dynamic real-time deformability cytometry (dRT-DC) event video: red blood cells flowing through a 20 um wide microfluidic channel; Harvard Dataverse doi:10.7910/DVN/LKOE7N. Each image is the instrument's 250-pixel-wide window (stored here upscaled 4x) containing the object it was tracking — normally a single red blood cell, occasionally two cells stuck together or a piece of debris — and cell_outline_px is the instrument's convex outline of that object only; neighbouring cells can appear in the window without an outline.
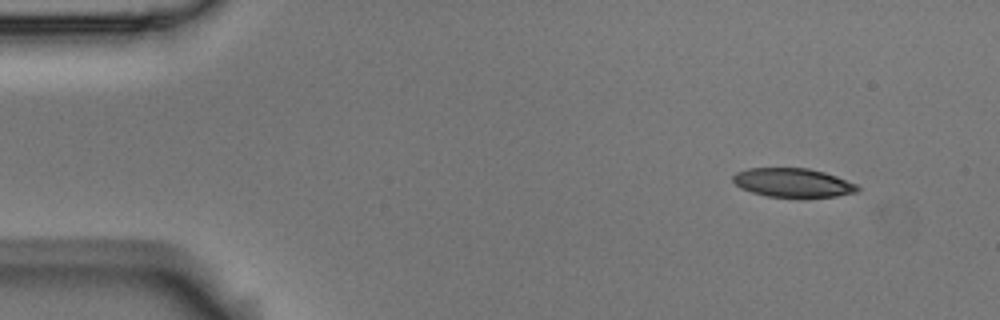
{"species": "Egyptian fruit bat (a non-hibernating species)", "species_latin": "Rousettus aegyptiacus", "temperature_condition": "room temperature", "stored_images_in_passage": 4, "camera_frame_rate_fps": 3000, "um_per_image_px": 0.085, "animal": {"sex": "male"}, "frame": {"image": 1, "passage_image": 1, "time_ms": 0.0, "image_size_px": [1000, 320], "cell_outline_px": [[860, 188], [856, 192], [836, 196], [768, 196], [752, 192], [740, 188], [732, 180], [732, 176], [736, 172], [748, 168], [808, 168], [824, 172], [836, 176], [856, 184]], "centroid_in_image_um": [67.36, 15.51], "position_along_channel_um": 17.6, "area_um2": 20.63}}
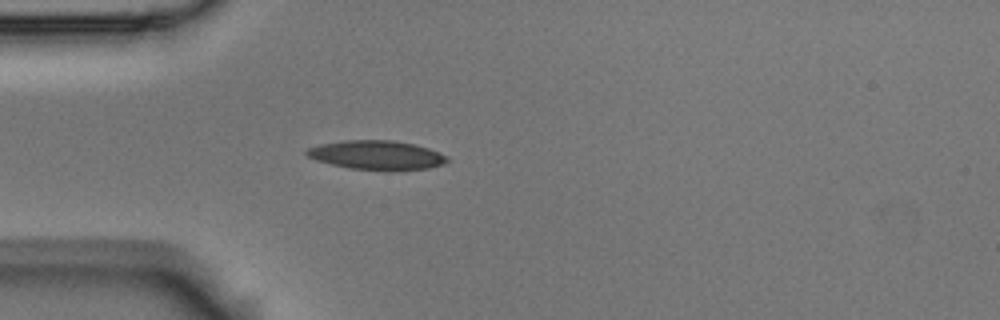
{"frame": {"image": 2, "passage_image": 4, "time_ms": 1.0, "image_size_px": [1000, 320], "cell_outline_px": [[448, 160], [444, 164], [428, 168], [384, 172], [348, 168], [316, 160], [308, 156], [304, 152], [308, 148], [320, 144], [344, 140], [396, 140], [428, 148], [448, 156]], "centroid_in_image_um": [32.03, 13.2], "position_along_channel_um": 53.0, "area_um2": 24.16}}